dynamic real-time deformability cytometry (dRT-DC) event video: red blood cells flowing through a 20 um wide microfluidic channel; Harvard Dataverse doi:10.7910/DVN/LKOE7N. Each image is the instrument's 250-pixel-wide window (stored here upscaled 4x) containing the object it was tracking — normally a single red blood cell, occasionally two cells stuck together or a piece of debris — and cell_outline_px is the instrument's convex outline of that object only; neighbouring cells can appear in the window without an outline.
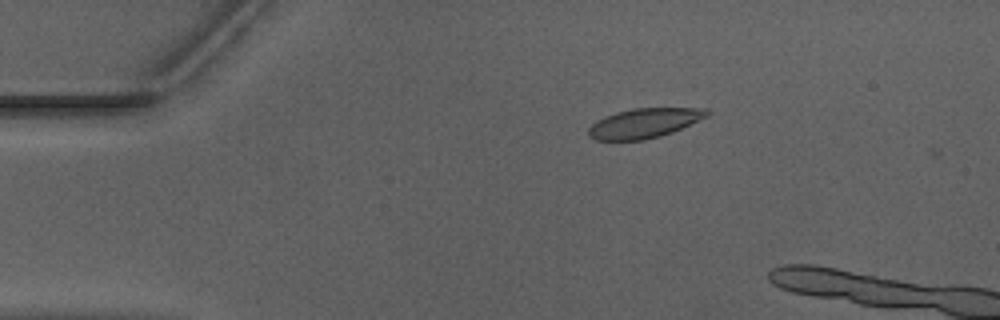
{"species": "Egyptian fruit bat (a non-hibernating species)", "species_latin": "Rousettus aegyptiacus", "temperature_condition": "warm", "stored_images_in_passage": 3, "camera_frame_rate_fps": 3000, "um_per_image_px": 0.085, "animal": {"sex": "male"}, "frame": {"image": 1, "passage_image": 2, "time_ms": 0.333, "image_size_px": [1000, 320], "cell_outline_px": [[712, 112], [708, 116], [672, 132], [660, 136], [644, 140], [596, 140], [588, 136], [588, 128], [596, 120], [604, 116], [616, 112], [632, 108], [708, 108]], "centroid_in_image_um": [54.76, 10.46], "position_along_channel_um": 30.2, "area_um2": 20.58}}